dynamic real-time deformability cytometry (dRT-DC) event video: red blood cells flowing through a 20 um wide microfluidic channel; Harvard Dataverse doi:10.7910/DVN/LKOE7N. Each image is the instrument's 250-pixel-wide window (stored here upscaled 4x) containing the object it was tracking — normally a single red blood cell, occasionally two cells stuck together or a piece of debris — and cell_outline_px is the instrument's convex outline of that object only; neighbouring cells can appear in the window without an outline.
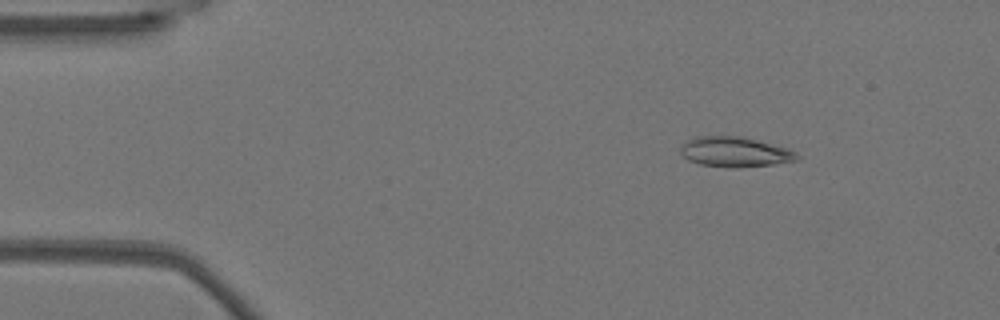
{"species": "Egyptian fruit bat (a non-hibernating species)", "species_latin": "Rousettus aegyptiacus", "temperature_condition": "warm", "stored_images_in_passage": 53, "camera_frame_rate_fps": 3000, "um_per_image_px": 0.085, "animal": {"sex": "female"}, "frame": {"image": 1, "passage_image": 7, "time_ms": 2.0, "image_size_px": [1000, 320], "cell_outline_px": [[800, 160], [776, 164], [736, 168], [728, 168], [700, 164], [688, 160], [680, 152], [680, 148], [688, 140], [696, 136], [740, 136], [788, 148], [796, 152], [800, 156]], "centroid_in_image_um": [62.5, 12.93], "position_along_channel_um": 22.5, "area_um2": 20.52}}
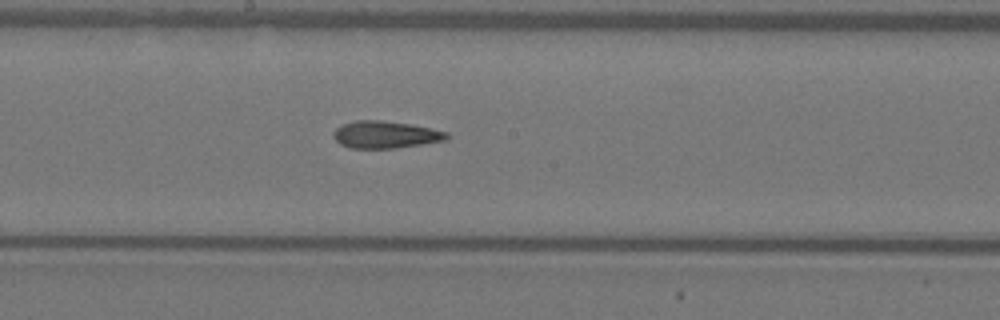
{"frame": {"image": 2, "passage_image": 28, "time_ms": 9.0, "image_size_px": [1000, 320], "cell_outline_px": [[448, 136], [444, 140], [396, 148], [348, 148], [340, 144], [332, 136], [332, 132], [336, 128], [344, 124], [356, 120], [380, 120], [412, 124], [448, 132]], "centroid_in_image_um": [32.71, 11.44], "position_along_channel_um": 215.5, "area_um2": 17.86}}
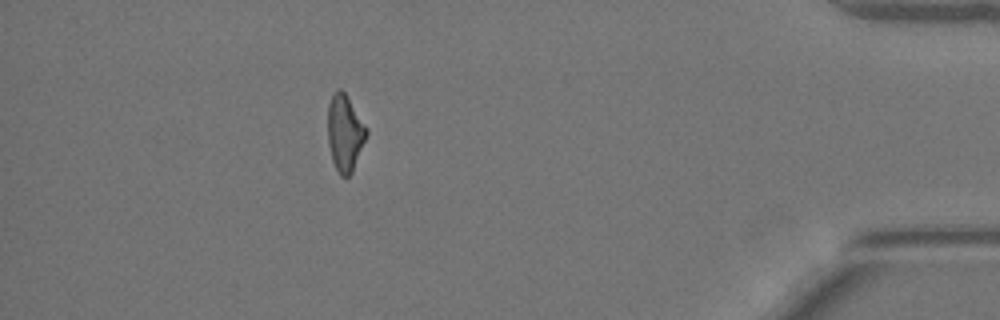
{"frame": {"image": 3, "passage_image": 47, "time_ms": 15.333, "image_size_px": [1000, 320], "cell_outline_px": [[368, 132], [352, 172], [348, 176], [340, 176], [332, 160], [328, 144], [328, 104], [332, 92], [336, 88], [340, 88], [344, 92], [368, 128]], "centroid_in_image_um": [29.3, 11.27], "position_along_channel_um": 405.9, "area_um2": 17.22}, "authors_computed_cell_mechanics": {"area_um2": 17.918, "velocity_mm_per_s": 3.811, "shape_relaxation_time_tau1_ms": null, "shape_relaxation_time_tau2_ms": 6.5415, "deformation_change_tau1": null, "deformation_change_tau2": 0.1721}}